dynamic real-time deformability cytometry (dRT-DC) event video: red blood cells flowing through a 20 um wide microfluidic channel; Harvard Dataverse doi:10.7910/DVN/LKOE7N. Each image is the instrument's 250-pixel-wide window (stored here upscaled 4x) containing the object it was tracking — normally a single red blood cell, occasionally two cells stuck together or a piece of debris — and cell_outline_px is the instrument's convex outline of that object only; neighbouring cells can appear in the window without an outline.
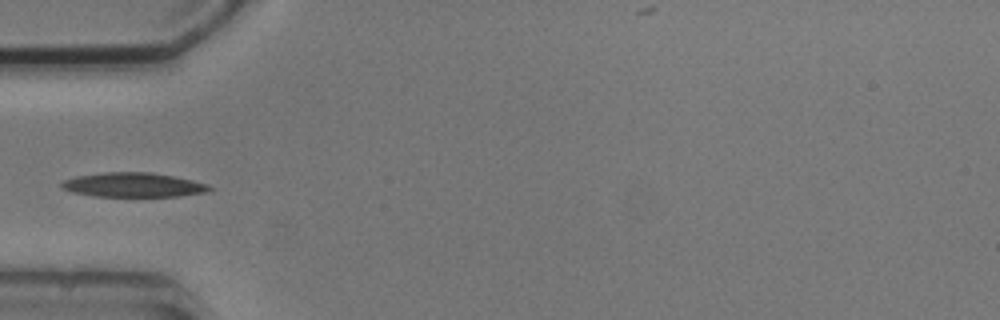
{"species": "common noctule bat (a hibernating species)", "species_latin": "Nyctalus noctula", "temperature_condition": "cold", "stored_images_in_passage": 7, "camera_frame_rate_fps": 3000, "um_per_image_px": 0.085, "animal": {"sex": "male", "body_mass_g": 20.5, "forearm_length_mm": 52.5}, "frame": {"image": 1, "passage_image": 4, "time_ms": 4.333, "image_size_px": [1000, 320], "cell_outline_px": [[212, 188], [204, 192], [176, 196], [92, 196], [72, 192], [60, 188], [60, 184], [64, 180], [76, 176], [104, 172], [152, 172], [192, 180], [208, 184]], "centroid_in_image_um": [11.26, 15.71], "position_along_channel_um": 73.7, "area_um2": 20.87}}